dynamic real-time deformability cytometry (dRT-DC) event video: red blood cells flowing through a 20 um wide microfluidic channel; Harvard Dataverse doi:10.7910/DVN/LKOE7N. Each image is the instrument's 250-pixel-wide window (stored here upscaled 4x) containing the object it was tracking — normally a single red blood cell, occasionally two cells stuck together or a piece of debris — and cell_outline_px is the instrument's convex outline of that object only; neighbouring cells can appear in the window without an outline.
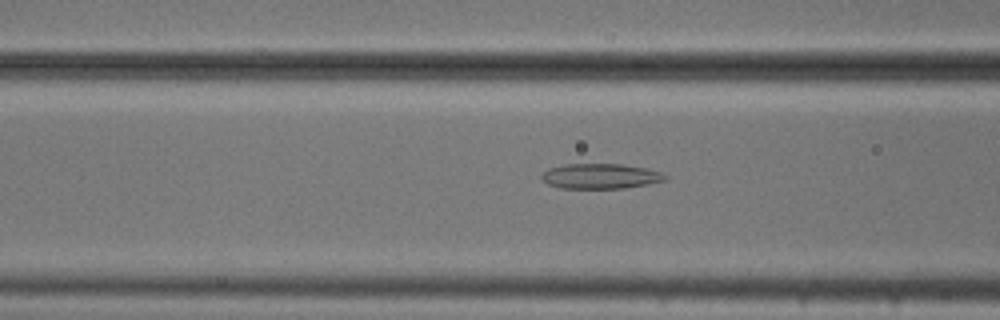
{"species": "common noctule bat (a hibernating species)", "species_latin": "Nyctalus noctula", "temperature_condition": "cold", "stored_images_in_passage": 48, "camera_frame_rate_fps": 3000, "um_per_image_px": 0.085, "animal": {"sex": "male", "body_mass_g": 20.5, "forearm_length_mm": 52.5}, "frame": {"image": 1, "passage_image": 16, "time_ms": 5.0, "image_size_px": [1000, 320], "cell_outline_px": [[668, 180], [648, 184], [624, 188], [560, 188], [548, 184], [540, 176], [548, 168], [564, 164], [620, 164], [648, 168], [660, 172], [668, 176]], "centroid_in_image_um": [51.07, 14.97], "position_along_channel_um": 115.5, "area_um2": 18.15}}
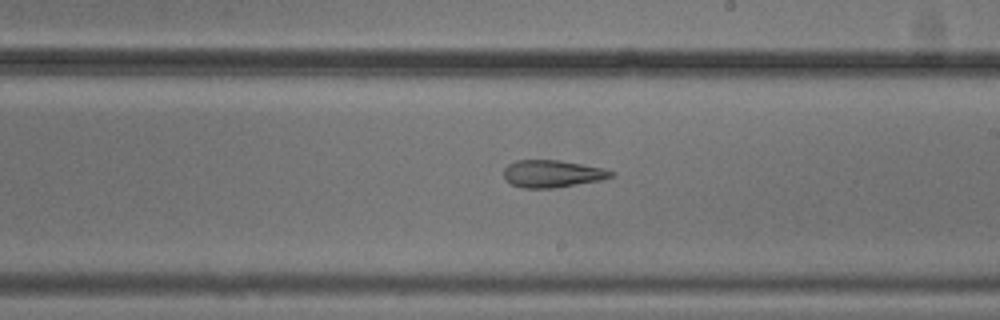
{"frame": {"image": 2, "passage_image": 26, "time_ms": 8.333, "image_size_px": [1000, 320], "cell_outline_px": [[616, 176], [604, 180], [552, 188], [524, 188], [512, 184], [504, 180], [504, 168], [508, 164], [516, 160], [560, 160], [604, 168], [616, 172]], "centroid_in_image_um": [46.99, 14.76], "position_along_channel_um": 242.0, "area_um2": 17.34}}
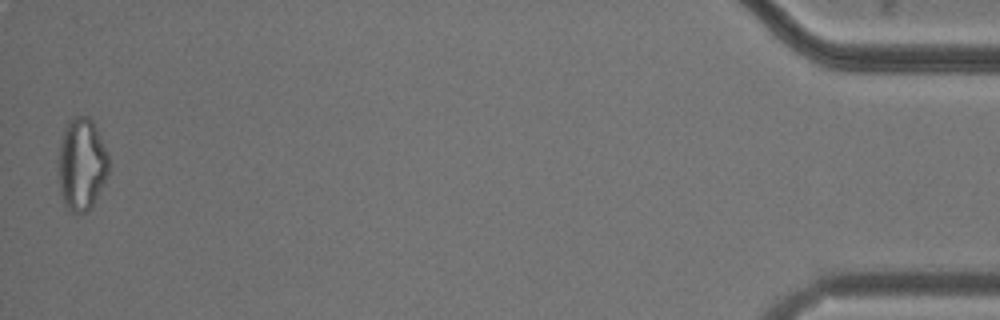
{"frame": {"image": 3, "passage_image": 48, "time_ms": 15.667, "image_size_px": [1000, 320], "cell_outline_px": [[108, 172], [88, 212], [68, 212], [64, 208], [60, 192], [60, 144], [64, 128], [68, 120], [76, 116], [88, 116], [92, 120], [108, 152]], "centroid_in_image_um": [6.93, 13.96], "position_along_channel_um": 428.3, "area_um2": 26.7}, "authors_computed_cell_mechanics": {"area_um2": 21.6172, "velocity_mm_per_s": 3.7847, "shape_relaxation_time_tau1_ms": null, "shape_relaxation_time_tau2_ms": 2.8685, "deformation_change_tau1": null, "deformation_change_tau2": 0.1237}}